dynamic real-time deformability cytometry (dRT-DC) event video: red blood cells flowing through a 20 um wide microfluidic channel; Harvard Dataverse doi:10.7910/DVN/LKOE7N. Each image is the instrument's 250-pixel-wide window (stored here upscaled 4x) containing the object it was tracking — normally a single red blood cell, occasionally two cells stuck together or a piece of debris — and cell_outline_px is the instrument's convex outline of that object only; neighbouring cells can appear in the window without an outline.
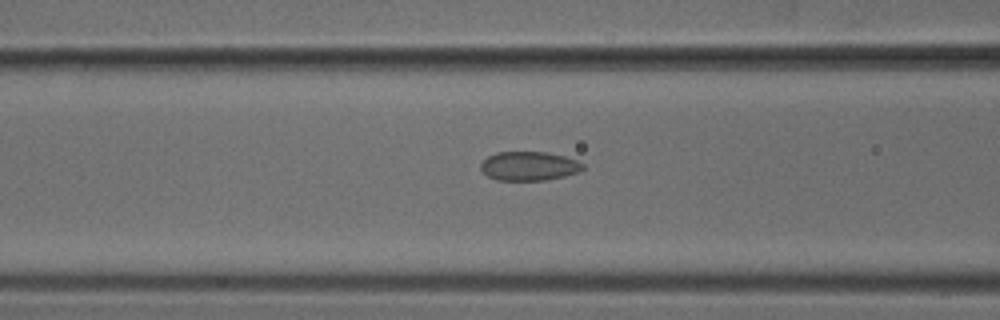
{"species": "common noctule bat (a hibernating species)", "species_latin": "Nyctalus noctula", "temperature_condition": "cold", "stored_images_in_passage": 52, "camera_frame_rate_fps": 3000, "um_per_image_px": 0.085, "animal": {"sex": "male", "body_mass_g": 18.8}, "frame": {"image": 1, "passage_image": 21, "time_ms": 6.667, "image_size_px": [1000, 320], "cell_outline_px": [[584, 168], [580, 172], [564, 176], [544, 180], [496, 180], [488, 176], [480, 168], [480, 164], [488, 156], [496, 152], [548, 152], [564, 156], [576, 160], [584, 164]], "centroid_in_image_um": [44.98, 14.11], "position_along_channel_um": 121.6, "area_um2": 17.28}}
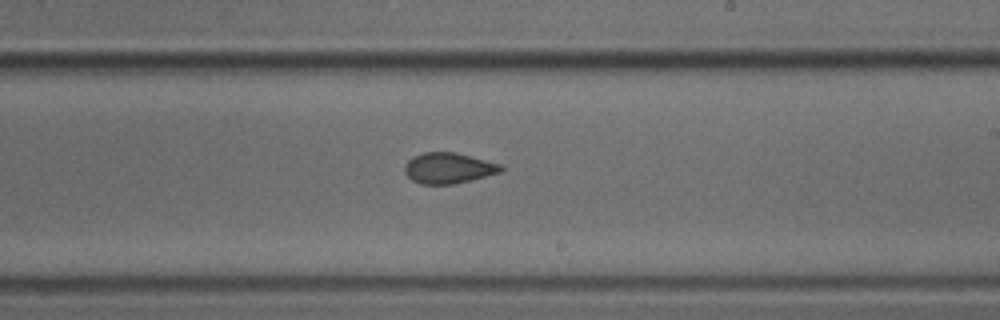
{"frame": {"image": 2, "passage_image": 31, "time_ms": 10.0, "image_size_px": [1000, 320], "cell_outline_px": [[504, 168], [500, 172], [472, 180], [452, 184], [420, 184], [412, 180], [404, 172], [404, 164], [412, 156], [424, 152], [456, 152], [500, 164]], "centroid_in_image_um": [38.08, 14.28], "position_along_channel_um": 250.9, "area_um2": 17.28}}
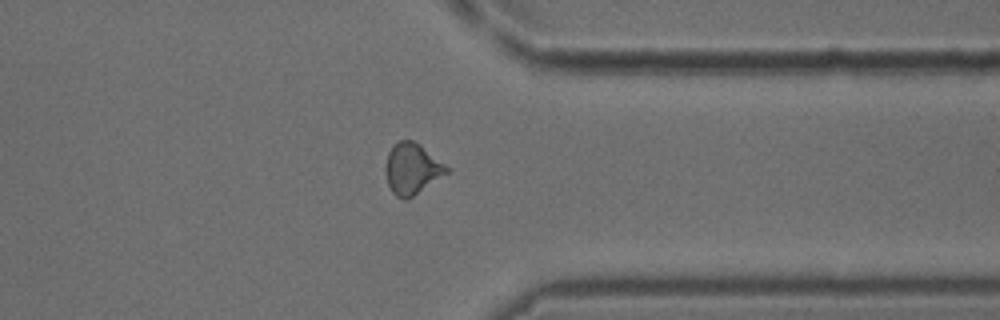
{"frame": {"image": 3, "passage_image": 41, "time_ms": 13.333, "image_size_px": [1000, 320], "cell_outline_px": [[452, 168], [448, 172], [408, 200], [404, 200], [396, 196], [392, 192], [388, 184], [384, 172], [384, 168], [388, 152], [392, 144], [400, 140], [412, 140], [420, 144]], "centroid_in_image_um": [35.02, 14.34], "position_along_channel_um": 376.4, "area_um2": 18.55}}